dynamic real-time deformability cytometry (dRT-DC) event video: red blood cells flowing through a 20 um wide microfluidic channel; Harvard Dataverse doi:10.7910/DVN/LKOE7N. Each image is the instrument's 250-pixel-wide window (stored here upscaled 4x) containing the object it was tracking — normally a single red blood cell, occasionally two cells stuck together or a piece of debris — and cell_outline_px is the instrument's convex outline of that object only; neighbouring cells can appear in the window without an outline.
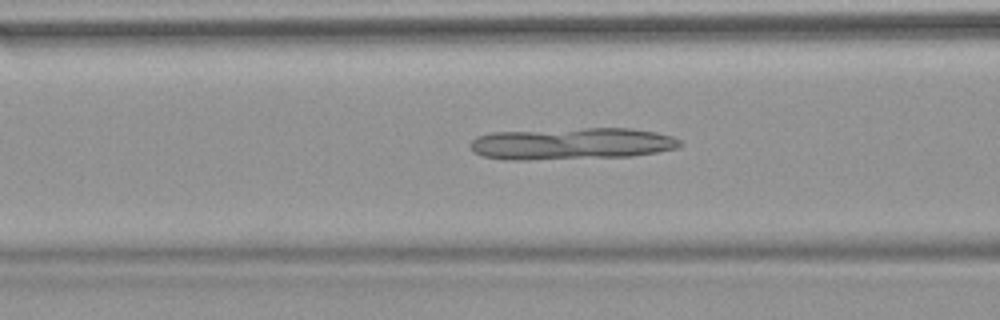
{"species": "common noctule bat (a hibernating species)", "species_latin": "Nyctalus noctula", "temperature_condition": "warm", "stored_images_in_passage": 40, "camera_frame_rate_fps": 3000, "um_per_image_px": 0.085, "animal": {"sex": "female", "body_mass_g": 18.4}, "frame": {"image": 1, "passage_image": 9, "time_ms": 2.667, "image_size_px": [1000, 320], "cell_outline_px": [[684, 144], [676, 148], [656, 152], [632, 156], [528, 160], [504, 160], [484, 156], [472, 152], [468, 144], [476, 136], [492, 132], [584, 128], [632, 128], [656, 132], [672, 136], [680, 140]], "centroid_in_image_um": [48.56, 12.21], "position_along_channel_um": 118.0, "area_um2": 39.25}}
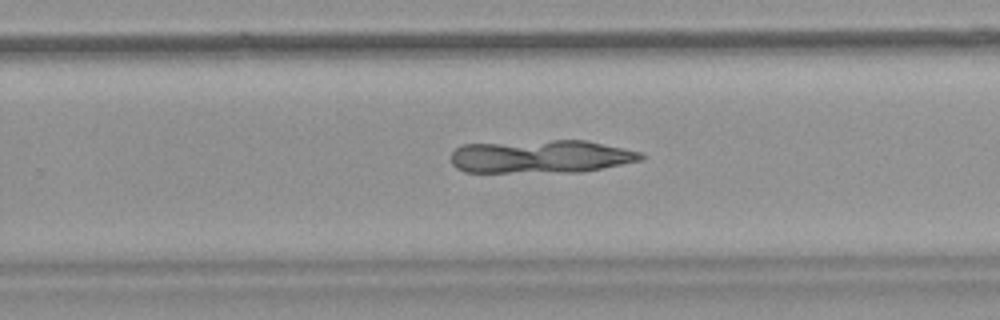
{"frame": {"image": 2, "passage_image": 22, "time_ms": 7.0, "image_size_px": [1000, 320], "cell_outline_px": [[644, 160], [604, 168], [580, 172], [464, 172], [456, 168], [452, 164], [452, 152], [460, 144], [552, 140], [588, 140], [640, 152], [644, 156]], "centroid_in_image_um": [45.98, 13.3], "position_along_channel_um": 283.8, "area_um2": 36.99}}
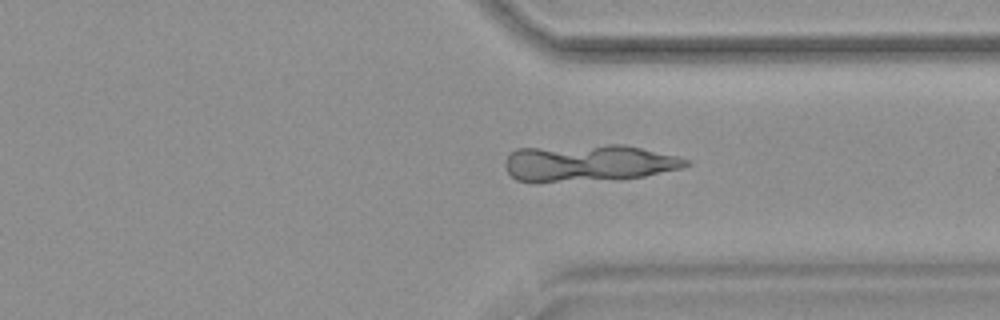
{"frame": {"image": 3, "passage_image": 28, "time_ms": 9.0, "image_size_px": [1000, 320], "cell_outline_px": [[692, 164], [680, 168], [644, 176], [616, 180], [536, 184], [532, 184], [516, 180], [508, 172], [504, 164], [504, 160], [516, 148], [608, 144], [624, 144], [676, 156], [688, 160]], "centroid_in_image_um": [49.95, 13.89], "position_along_channel_um": 361.5, "area_um2": 39.94}}